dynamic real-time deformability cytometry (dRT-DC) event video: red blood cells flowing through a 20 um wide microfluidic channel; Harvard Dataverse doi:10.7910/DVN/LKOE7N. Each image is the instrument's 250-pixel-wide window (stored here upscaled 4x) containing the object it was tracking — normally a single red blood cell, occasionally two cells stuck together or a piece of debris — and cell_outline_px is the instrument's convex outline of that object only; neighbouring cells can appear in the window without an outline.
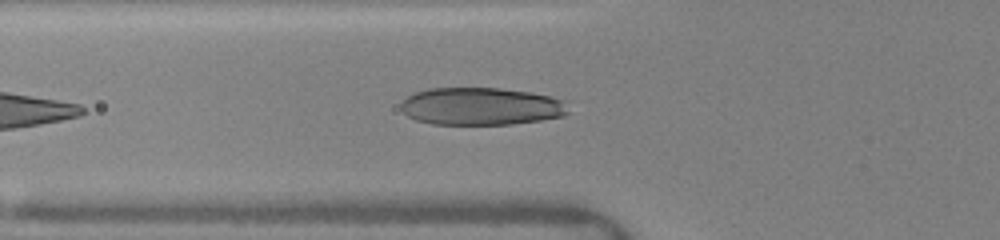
{"species": "human", "species_latin": "Homo sapiens", "temperature_condition": "warm", "stored_images_in_passage": 32, "camera_frame_rate_fps": 3000, "um_per_image_px": 0.085, "donor": {"sex": "female"}, "frame": {"image": 1, "passage_image": 13, "time_ms": 6.0, "image_size_px": [1000, 240], "cell_outline_px": [[568, 112], [564, 116], [540, 120], [512, 124], [432, 124], [416, 120], [408, 116], [400, 108], [400, 104], [408, 96], [416, 92], [428, 88], [500, 88], [528, 92], [568, 100]], "centroid_in_image_um": [40.92, 9.04], "position_along_channel_um": 84.9, "area_um2": 36.76}}
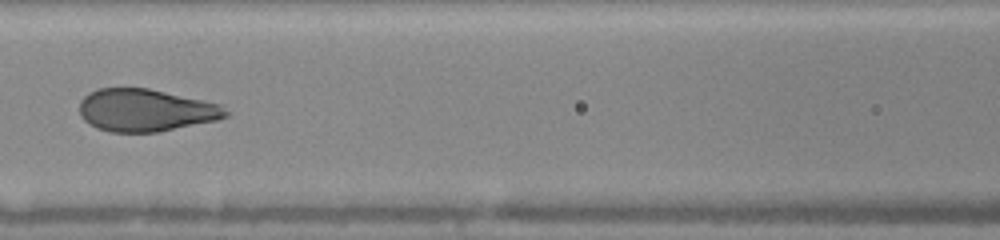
{"frame": {"image": 2, "passage_image": 16, "time_ms": 7.667, "image_size_px": [1000, 240], "cell_outline_px": [[232, 112], [228, 116], [216, 120], [156, 132], [112, 132], [96, 128], [88, 124], [80, 116], [80, 100], [88, 92], [96, 88], [148, 88], [220, 104]], "centroid_in_image_um": [12.36, 9.37], "position_along_channel_um": 154.2, "area_um2": 36.24}}